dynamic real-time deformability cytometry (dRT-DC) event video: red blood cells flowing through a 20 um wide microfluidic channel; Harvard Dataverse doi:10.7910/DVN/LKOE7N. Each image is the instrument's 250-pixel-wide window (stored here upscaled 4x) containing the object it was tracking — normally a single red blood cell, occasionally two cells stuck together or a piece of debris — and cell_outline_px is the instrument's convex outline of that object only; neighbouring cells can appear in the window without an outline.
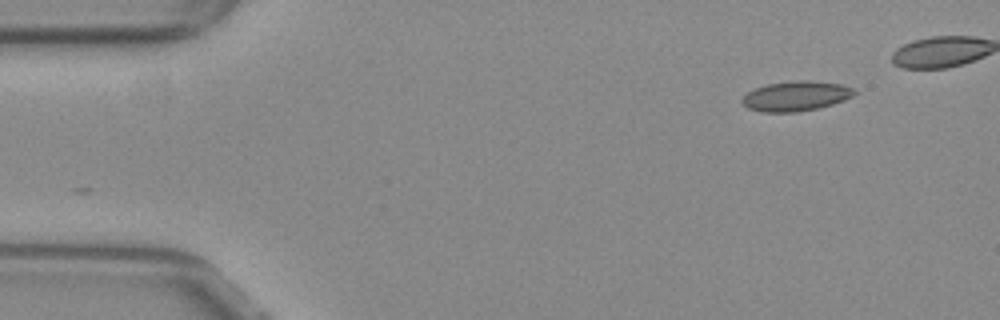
{"species": "common noctule bat (a hibernating species)", "species_latin": "Nyctalus noctula", "temperature_condition": "warm", "stored_images_in_passage": 12, "camera_frame_rate_fps": 3000, "um_per_image_px": 0.085, "animal": {"sex": "female", "body_mass_g": 29.2, "forearm_length_mm": 56.3}, "frame": {"image": 1, "passage_image": 1, "time_ms": 0.0, "image_size_px": [1000, 320], "cell_outline_px": [[856, 92], [852, 96], [844, 100], [832, 104], [816, 108], [796, 112], [764, 112], [748, 108], [740, 100], [748, 92], [756, 88], [768, 84], [796, 80], [808, 80], [840, 84], [852, 88]], "centroid_in_image_um": [67.64, 8.16], "position_along_channel_um": 17.4, "area_um2": 19.25}}